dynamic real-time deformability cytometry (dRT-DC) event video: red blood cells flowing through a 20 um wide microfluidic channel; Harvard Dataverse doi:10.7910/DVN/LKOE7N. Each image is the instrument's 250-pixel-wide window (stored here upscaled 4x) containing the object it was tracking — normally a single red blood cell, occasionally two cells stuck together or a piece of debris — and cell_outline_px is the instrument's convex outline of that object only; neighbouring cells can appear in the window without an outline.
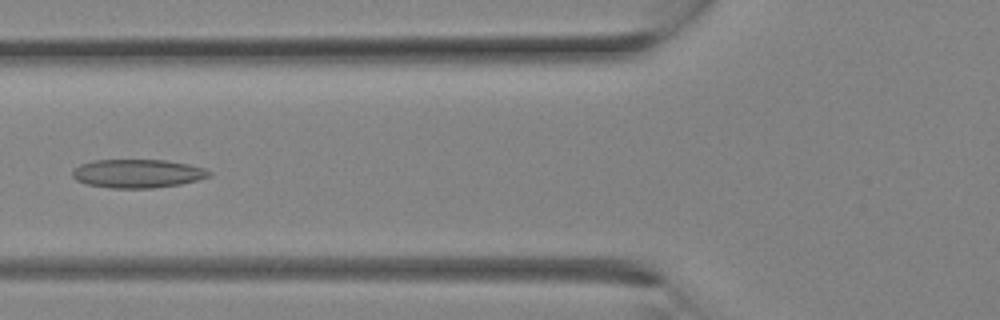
{"species": "Egyptian fruit bat (a non-hibernating species)", "species_latin": "Rousettus aegyptiacus", "temperature_condition": "room temperature", "stored_images_in_passage": 9, "camera_frame_rate_fps": 3000, "um_per_image_px": 0.085, "animal": {"sex": "female"}, "frame": {"image": 1, "passage_image": 8, "time_ms": 2.333, "image_size_px": [1000, 320], "cell_outline_px": [[212, 176], [180, 184], [152, 188], [112, 188], [88, 184], [76, 180], [72, 176], [72, 168], [80, 164], [92, 160], [168, 160], [188, 164], [204, 168], [212, 172]], "centroid_in_image_um": [11.68, 14.74], "position_along_channel_um": 114.1, "area_um2": 22.83}}